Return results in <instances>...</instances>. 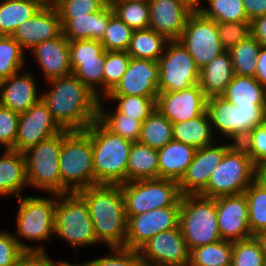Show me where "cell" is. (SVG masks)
I'll return each mask as SVG.
<instances>
[{
  "label": "cell",
  "instance_id": "6da1fadb",
  "mask_svg": "<svg viewBox=\"0 0 266 266\" xmlns=\"http://www.w3.org/2000/svg\"><path fill=\"white\" fill-rule=\"evenodd\" d=\"M48 82L41 99L63 130L83 131L97 119L100 98L73 73Z\"/></svg>",
  "mask_w": 266,
  "mask_h": 266
},
{
  "label": "cell",
  "instance_id": "7a4b0ae2",
  "mask_svg": "<svg viewBox=\"0 0 266 266\" xmlns=\"http://www.w3.org/2000/svg\"><path fill=\"white\" fill-rule=\"evenodd\" d=\"M77 193L88 206L99 244L125 247L127 217L120 185L97 184Z\"/></svg>",
  "mask_w": 266,
  "mask_h": 266
},
{
  "label": "cell",
  "instance_id": "3957f363",
  "mask_svg": "<svg viewBox=\"0 0 266 266\" xmlns=\"http://www.w3.org/2000/svg\"><path fill=\"white\" fill-rule=\"evenodd\" d=\"M91 138L95 185L126 183L131 141L113 134L97 119L84 130Z\"/></svg>",
  "mask_w": 266,
  "mask_h": 266
},
{
  "label": "cell",
  "instance_id": "277c9868",
  "mask_svg": "<svg viewBox=\"0 0 266 266\" xmlns=\"http://www.w3.org/2000/svg\"><path fill=\"white\" fill-rule=\"evenodd\" d=\"M59 165L62 194L78 192L95 185L92 141L84 130L62 131Z\"/></svg>",
  "mask_w": 266,
  "mask_h": 266
},
{
  "label": "cell",
  "instance_id": "5b68a950",
  "mask_svg": "<svg viewBox=\"0 0 266 266\" xmlns=\"http://www.w3.org/2000/svg\"><path fill=\"white\" fill-rule=\"evenodd\" d=\"M179 228L190 251L222 240L217 222L216 198L182 195Z\"/></svg>",
  "mask_w": 266,
  "mask_h": 266
},
{
  "label": "cell",
  "instance_id": "8992f818",
  "mask_svg": "<svg viewBox=\"0 0 266 266\" xmlns=\"http://www.w3.org/2000/svg\"><path fill=\"white\" fill-rule=\"evenodd\" d=\"M206 112L214 128L233 143H240L252 129L266 122V106H235L222 96L207 98Z\"/></svg>",
  "mask_w": 266,
  "mask_h": 266
},
{
  "label": "cell",
  "instance_id": "52a82bcc",
  "mask_svg": "<svg viewBox=\"0 0 266 266\" xmlns=\"http://www.w3.org/2000/svg\"><path fill=\"white\" fill-rule=\"evenodd\" d=\"M255 180V164L245 149L235 143L211 173L207 188L200 194L208 198L243 194Z\"/></svg>",
  "mask_w": 266,
  "mask_h": 266
},
{
  "label": "cell",
  "instance_id": "ba28073f",
  "mask_svg": "<svg viewBox=\"0 0 266 266\" xmlns=\"http://www.w3.org/2000/svg\"><path fill=\"white\" fill-rule=\"evenodd\" d=\"M19 197L20 205L17 212V236L14 235L20 247L25 252H46L41 245L37 247L28 246L21 238L30 241H44L54 234L55 229V207L56 197ZM21 237V238H20Z\"/></svg>",
  "mask_w": 266,
  "mask_h": 266
},
{
  "label": "cell",
  "instance_id": "9c48e42d",
  "mask_svg": "<svg viewBox=\"0 0 266 266\" xmlns=\"http://www.w3.org/2000/svg\"><path fill=\"white\" fill-rule=\"evenodd\" d=\"M54 234L74 249L99 243L88 206L77 192L57 194Z\"/></svg>",
  "mask_w": 266,
  "mask_h": 266
},
{
  "label": "cell",
  "instance_id": "30bf717a",
  "mask_svg": "<svg viewBox=\"0 0 266 266\" xmlns=\"http://www.w3.org/2000/svg\"><path fill=\"white\" fill-rule=\"evenodd\" d=\"M126 216H134L153 209L180 206L181 192L177 181L155 178L126 182L120 185Z\"/></svg>",
  "mask_w": 266,
  "mask_h": 266
},
{
  "label": "cell",
  "instance_id": "8fae6325",
  "mask_svg": "<svg viewBox=\"0 0 266 266\" xmlns=\"http://www.w3.org/2000/svg\"><path fill=\"white\" fill-rule=\"evenodd\" d=\"M61 149L62 132L23 152L29 186L47 190L49 194H62L59 165Z\"/></svg>",
  "mask_w": 266,
  "mask_h": 266
},
{
  "label": "cell",
  "instance_id": "7c38bea8",
  "mask_svg": "<svg viewBox=\"0 0 266 266\" xmlns=\"http://www.w3.org/2000/svg\"><path fill=\"white\" fill-rule=\"evenodd\" d=\"M159 59V92H175L197 85L200 69L178 40H169Z\"/></svg>",
  "mask_w": 266,
  "mask_h": 266
},
{
  "label": "cell",
  "instance_id": "4fadbf2b",
  "mask_svg": "<svg viewBox=\"0 0 266 266\" xmlns=\"http://www.w3.org/2000/svg\"><path fill=\"white\" fill-rule=\"evenodd\" d=\"M178 41L191 54L199 69L225 51L220 42L218 23L200 11L190 14Z\"/></svg>",
  "mask_w": 266,
  "mask_h": 266
},
{
  "label": "cell",
  "instance_id": "5bb4252c",
  "mask_svg": "<svg viewBox=\"0 0 266 266\" xmlns=\"http://www.w3.org/2000/svg\"><path fill=\"white\" fill-rule=\"evenodd\" d=\"M144 266H188L191 251L180 228L163 231L138 249Z\"/></svg>",
  "mask_w": 266,
  "mask_h": 266
},
{
  "label": "cell",
  "instance_id": "9a60e30c",
  "mask_svg": "<svg viewBox=\"0 0 266 266\" xmlns=\"http://www.w3.org/2000/svg\"><path fill=\"white\" fill-rule=\"evenodd\" d=\"M127 217L125 247L138 250L155 235L179 227L180 206L153 209Z\"/></svg>",
  "mask_w": 266,
  "mask_h": 266
},
{
  "label": "cell",
  "instance_id": "2e32d148",
  "mask_svg": "<svg viewBox=\"0 0 266 266\" xmlns=\"http://www.w3.org/2000/svg\"><path fill=\"white\" fill-rule=\"evenodd\" d=\"M63 129L53 119L47 105L41 99L21 113L18 121L15 150L24 152L50 137L61 133Z\"/></svg>",
  "mask_w": 266,
  "mask_h": 266
},
{
  "label": "cell",
  "instance_id": "e0dca14e",
  "mask_svg": "<svg viewBox=\"0 0 266 266\" xmlns=\"http://www.w3.org/2000/svg\"><path fill=\"white\" fill-rule=\"evenodd\" d=\"M234 144L221 146L212 144L197 149L192 162L178 182L181 194L200 195L207 188L211 173Z\"/></svg>",
  "mask_w": 266,
  "mask_h": 266
},
{
  "label": "cell",
  "instance_id": "ac0fdd59",
  "mask_svg": "<svg viewBox=\"0 0 266 266\" xmlns=\"http://www.w3.org/2000/svg\"><path fill=\"white\" fill-rule=\"evenodd\" d=\"M217 222L222 240L240 241L253 235L249 227L245 194L216 197Z\"/></svg>",
  "mask_w": 266,
  "mask_h": 266
},
{
  "label": "cell",
  "instance_id": "d6986e66",
  "mask_svg": "<svg viewBox=\"0 0 266 266\" xmlns=\"http://www.w3.org/2000/svg\"><path fill=\"white\" fill-rule=\"evenodd\" d=\"M207 97L199 85L175 92H159L156 108L172 123L196 118L206 111Z\"/></svg>",
  "mask_w": 266,
  "mask_h": 266
},
{
  "label": "cell",
  "instance_id": "ffe728a7",
  "mask_svg": "<svg viewBox=\"0 0 266 266\" xmlns=\"http://www.w3.org/2000/svg\"><path fill=\"white\" fill-rule=\"evenodd\" d=\"M159 62L131 57L120 82L108 95L158 97Z\"/></svg>",
  "mask_w": 266,
  "mask_h": 266
},
{
  "label": "cell",
  "instance_id": "44dd1931",
  "mask_svg": "<svg viewBox=\"0 0 266 266\" xmlns=\"http://www.w3.org/2000/svg\"><path fill=\"white\" fill-rule=\"evenodd\" d=\"M62 33L59 13L54 5H44L30 20L22 22L12 37L21 48L32 49L35 45L55 38Z\"/></svg>",
  "mask_w": 266,
  "mask_h": 266
},
{
  "label": "cell",
  "instance_id": "7402d4cb",
  "mask_svg": "<svg viewBox=\"0 0 266 266\" xmlns=\"http://www.w3.org/2000/svg\"><path fill=\"white\" fill-rule=\"evenodd\" d=\"M149 28L168 40H178L193 12L179 0H151Z\"/></svg>",
  "mask_w": 266,
  "mask_h": 266
},
{
  "label": "cell",
  "instance_id": "603a6c76",
  "mask_svg": "<svg viewBox=\"0 0 266 266\" xmlns=\"http://www.w3.org/2000/svg\"><path fill=\"white\" fill-rule=\"evenodd\" d=\"M31 51L48 81L72 73L69 40L62 33L35 45Z\"/></svg>",
  "mask_w": 266,
  "mask_h": 266
},
{
  "label": "cell",
  "instance_id": "cb8c5ba5",
  "mask_svg": "<svg viewBox=\"0 0 266 266\" xmlns=\"http://www.w3.org/2000/svg\"><path fill=\"white\" fill-rule=\"evenodd\" d=\"M19 73L0 81V105L21 114L41 100L31 73Z\"/></svg>",
  "mask_w": 266,
  "mask_h": 266
},
{
  "label": "cell",
  "instance_id": "d4e9b609",
  "mask_svg": "<svg viewBox=\"0 0 266 266\" xmlns=\"http://www.w3.org/2000/svg\"><path fill=\"white\" fill-rule=\"evenodd\" d=\"M114 15L108 4L103 10L75 18H60L62 34L69 40H101L105 34L110 18Z\"/></svg>",
  "mask_w": 266,
  "mask_h": 266
},
{
  "label": "cell",
  "instance_id": "484cf974",
  "mask_svg": "<svg viewBox=\"0 0 266 266\" xmlns=\"http://www.w3.org/2000/svg\"><path fill=\"white\" fill-rule=\"evenodd\" d=\"M233 76L231 55L225 50L200 69L198 85L207 98L222 96Z\"/></svg>",
  "mask_w": 266,
  "mask_h": 266
},
{
  "label": "cell",
  "instance_id": "4316f807",
  "mask_svg": "<svg viewBox=\"0 0 266 266\" xmlns=\"http://www.w3.org/2000/svg\"><path fill=\"white\" fill-rule=\"evenodd\" d=\"M196 150L195 147L176 140H171L158 149L159 178L179 182L192 162Z\"/></svg>",
  "mask_w": 266,
  "mask_h": 266
},
{
  "label": "cell",
  "instance_id": "83f0119b",
  "mask_svg": "<svg viewBox=\"0 0 266 266\" xmlns=\"http://www.w3.org/2000/svg\"><path fill=\"white\" fill-rule=\"evenodd\" d=\"M0 157V195L21 197V189L28 185L23 152L5 149Z\"/></svg>",
  "mask_w": 266,
  "mask_h": 266
},
{
  "label": "cell",
  "instance_id": "f1b7e54d",
  "mask_svg": "<svg viewBox=\"0 0 266 266\" xmlns=\"http://www.w3.org/2000/svg\"><path fill=\"white\" fill-rule=\"evenodd\" d=\"M159 178L158 151L139 141L133 142L127 163L126 182Z\"/></svg>",
  "mask_w": 266,
  "mask_h": 266
},
{
  "label": "cell",
  "instance_id": "f546056e",
  "mask_svg": "<svg viewBox=\"0 0 266 266\" xmlns=\"http://www.w3.org/2000/svg\"><path fill=\"white\" fill-rule=\"evenodd\" d=\"M222 97L235 106H266V88L252 76L234 75Z\"/></svg>",
  "mask_w": 266,
  "mask_h": 266
},
{
  "label": "cell",
  "instance_id": "4dcf8cb0",
  "mask_svg": "<svg viewBox=\"0 0 266 266\" xmlns=\"http://www.w3.org/2000/svg\"><path fill=\"white\" fill-rule=\"evenodd\" d=\"M44 5L41 0H1L0 32L12 36L22 22L30 20Z\"/></svg>",
  "mask_w": 266,
  "mask_h": 266
},
{
  "label": "cell",
  "instance_id": "1f68e13d",
  "mask_svg": "<svg viewBox=\"0 0 266 266\" xmlns=\"http://www.w3.org/2000/svg\"><path fill=\"white\" fill-rule=\"evenodd\" d=\"M173 140L195 147L196 149L215 144L213 131L207 112L188 121L172 123Z\"/></svg>",
  "mask_w": 266,
  "mask_h": 266
},
{
  "label": "cell",
  "instance_id": "d6a6232c",
  "mask_svg": "<svg viewBox=\"0 0 266 266\" xmlns=\"http://www.w3.org/2000/svg\"><path fill=\"white\" fill-rule=\"evenodd\" d=\"M168 41L164 35L150 28L134 30L126 52L133 58L158 62Z\"/></svg>",
  "mask_w": 266,
  "mask_h": 266
},
{
  "label": "cell",
  "instance_id": "836d02e7",
  "mask_svg": "<svg viewBox=\"0 0 266 266\" xmlns=\"http://www.w3.org/2000/svg\"><path fill=\"white\" fill-rule=\"evenodd\" d=\"M171 140H173L172 122L156 108L142 123L139 142L158 150Z\"/></svg>",
  "mask_w": 266,
  "mask_h": 266
},
{
  "label": "cell",
  "instance_id": "e575fe53",
  "mask_svg": "<svg viewBox=\"0 0 266 266\" xmlns=\"http://www.w3.org/2000/svg\"><path fill=\"white\" fill-rule=\"evenodd\" d=\"M102 100L101 98L99 101L97 120L113 134L119 135L131 142L139 141L142 122L136 118L120 114L116 109L114 112H107L102 107Z\"/></svg>",
  "mask_w": 266,
  "mask_h": 266
},
{
  "label": "cell",
  "instance_id": "d590c367",
  "mask_svg": "<svg viewBox=\"0 0 266 266\" xmlns=\"http://www.w3.org/2000/svg\"><path fill=\"white\" fill-rule=\"evenodd\" d=\"M233 242L220 240L191 250L188 266H231Z\"/></svg>",
  "mask_w": 266,
  "mask_h": 266
},
{
  "label": "cell",
  "instance_id": "8d00e7d4",
  "mask_svg": "<svg viewBox=\"0 0 266 266\" xmlns=\"http://www.w3.org/2000/svg\"><path fill=\"white\" fill-rule=\"evenodd\" d=\"M260 47L261 44L252 35L229 50L234 75L255 77Z\"/></svg>",
  "mask_w": 266,
  "mask_h": 266
},
{
  "label": "cell",
  "instance_id": "74e56055",
  "mask_svg": "<svg viewBox=\"0 0 266 266\" xmlns=\"http://www.w3.org/2000/svg\"><path fill=\"white\" fill-rule=\"evenodd\" d=\"M244 194L248 201L250 231L255 235L266 230V188L254 180Z\"/></svg>",
  "mask_w": 266,
  "mask_h": 266
},
{
  "label": "cell",
  "instance_id": "f35d334b",
  "mask_svg": "<svg viewBox=\"0 0 266 266\" xmlns=\"http://www.w3.org/2000/svg\"><path fill=\"white\" fill-rule=\"evenodd\" d=\"M114 14L125 22L133 31L149 28L150 8L149 3L109 1Z\"/></svg>",
  "mask_w": 266,
  "mask_h": 266
},
{
  "label": "cell",
  "instance_id": "ab89813d",
  "mask_svg": "<svg viewBox=\"0 0 266 266\" xmlns=\"http://www.w3.org/2000/svg\"><path fill=\"white\" fill-rule=\"evenodd\" d=\"M200 12L217 23L249 21L242 0H206Z\"/></svg>",
  "mask_w": 266,
  "mask_h": 266
},
{
  "label": "cell",
  "instance_id": "60d3db41",
  "mask_svg": "<svg viewBox=\"0 0 266 266\" xmlns=\"http://www.w3.org/2000/svg\"><path fill=\"white\" fill-rule=\"evenodd\" d=\"M106 98L118 102L116 110L130 118H136L142 123L156 109L157 97H143L135 95H107Z\"/></svg>",
  "mask_w": 266,
  "mask_h": 266
},
{
  "label": "cell",
  "instance_id": "b9f144b4",
  "mask_svg": "<svg viewBox=\"0 0 266 266\" xmlns=\"http://www.w3.org/2000/svg\"><path fill=\"white\" fill-rule=\"evenodd\" d=\"M24 50L12 36H4L0 41V81L17 72L25 65Z\"/></svg>",
  "mask_w": 266,
  "mask_h": 266
},
{
  "label": "cell",
  "instance_id": "7bdbcfd3",
  "mask_svg": "<svg viewBox=\"0 0 266 266\" xmlns=\"http://www.w3.org/2000/svg\"><path fill=\"white\" fill-rule=\"evenodd\" d=\"M131 56L126 51H105L104 97L120 82L127 70Z\"/></svg>",
  "mask_w": 266,
  "mask_h": 266
},
{
  "label": "cell",
  "instance_id": "ee69618b",
  "mask_svg": "<svg viewBox=\"0 0 266 266\" xmlns=\"http://www.w3.org/2000/svg\"><path fill=\"white\" fill-rule=\"evenodd\" d=\"M133 30L115 14L110 18L105 34L100 40L105 51H126Z\"/></svg>",
  "mask_w": 266,
  "mask_h": 266
},
{
  "label": "cell",
  "instance_id": "f6af8a7d",
  "mask_svg": "<svg viewBox=\"0 0 266 266\" xmlns=\"http://www.w3.org/2000/svg\"><path fill=\"white\" fill-rule=\"evenodd\" d=\"M265 258L254 236L233 242L231 266H263Z\"/></svg>",
  "mask_w": 266,
  "mask_h": 266
},
{
  "label": "cell",
  "instance_id": "bcb514c9",
  "mask_svg": "<svg viewBox=\"0 0 266 266\" xmlns=\"http://www.w3.org/2000/svg\"><path fill=\"white\" fill-rule=\"evenodd\" d=\"M104 62L105 51L100 55V61L81 62V65L72 72L100 99L102 98L100 94L102 91L104 95Z\"/></svg>",
  "mask_w": 266,
  "mask_h": 266
},
{
  "label": "cell",
  "instance_id": "7dc6e473",
  "mask_svg": "<svg viewBox=\"0 0 266 266\" xmlns=\"http://www.w3.org/2000/svg\"><path fill=\"white\" fill-rule=\"evenodd\" d=\"M104 51L100 40L82 39L69 41L72 72L81 65V62L100 61V55Z\"/></svg>",
  "mask_w": 266,
  "mask_h": 266
},
{
  "label": "cell",
  "instance_id": "c3c4849f",
  "mask_svg": "<svg viewBox=\"0 0 266 266\" xmlns=\"http://www.w3.org/2000/svg\"><path fill=\"white\" fill-rule=\"evenodd\" d=\"M109 0H58L56 7L60 18H75L103 10Z\"/></svg>",
  "mask_w": 266,
  "mask_h": 266
},
{
  "label": "cell",
  "instance_id": "681fc988",
  "mask_svg": "<svg viewBox=\"0 0 266 266\" xmlns=\"http://www.w3.org/2000/svg\"><path fill=\"white\" fill-rule=\"evenodd\" d=\"M218 34L223 48L229 51L252 36L251 21L218 23Z\"/></svg>",
  "mask_w": 266,
  "mask_h": 266
},
{
  "label": "cell",
  "instance_id": "f907efd6",
  "mask_svg": "<svg viewBox=\"0 0 266 266\" xmlns=\"http://www.w3.org/2000/svg\"><path fill=\"white\" fill-rule=\"evenodd\" d=\"M113 253L107 257L94 259L89 262V266H144L138 250L126 247L110 248Z\"/></svg>",
  "mask_w": 266,
  "mask_h": 266
},
{
  "label": "cell",
  "instance_id": "816d5d0a",
  "mask_svg": "<svg viewBox=\"0 0 266 266\" xmlns=\"http://www.w3.org/2000/svg\"><path fill=\"white\" fill-rule=\"evenodd\" d=\"M239 144L255 165L266 160V122L252 129Z\"/></svg>",
  "mask_w": 266,
  "mask_h": 266
},
{
  "label": "cell",
  "instance_id": "f5cc1de1",
  "mask_svg": "<svg viewBox=\"0 0 266 266\" xmlns=\"http://www.w3.org/2000/svg\"><path fill=\"white\" fill-rule=\"evenodd\" d=\"M20 114L0 105V144L5 149L15 150Z\"/></svg>",
  "mask_w": 266,
  "mask_h": 266
},
{
  "label": "cell",
  "instance_id": "db71d44e",
  "mask_svg": "<svg viewBox=\"0 0 266 266\" xmlns=\"http://www.w3.org/2000/svg\"><path fill=\"white\" fill-rule=\"evenodd\" d=\"M25 253L14 235L0 231V266H16Z\"/></svg>",
  "mask_w": 266,
  "mask_h": 266
},
{
  "label": "cell",
  "instance_id": "11a10c76",
  "mask_svg": "<svg viewBox=\"0 0 266 266\" xmlns=\"http://www.w3.org/2000/svg\"><path fill=\"white\" fill-rule=\"evenodd\" d=\"M46 252H26L16 266H56Z\"/></svg>",
  "mask_w": 266,
  "mask_h": 266
},
{
  "label": "cell",
  "instance_id": "9f6ffc18",
  "mask_svg": "<svg viewBox=\"0 0 266 266\" xmlns=\"http://www.w3.org/2000/svg\"><path fill=\"white\" fill-rule=\"evenodd\" d=\"M248 20L266 15V0H242Z\"/></svg>",
  "mask_w": 266,
  "mask_h": 266
},
{
  "label": "cell",
  "instance_id": "6f0895ef",
  "mask_svg": "<svg viewBox=\"0 0 266 266\" xmlns=\"http://www.w3.org/2000/svg\"><path fill=\"white\" fill-rule=\"evenodd\" d=\"M251 23L252 35L261 46H266V15L255 18Z\"/></svg>",
  "mask_w": 266,
  "mask_h": 266
},
{
  "label": "cell",
  "instance_id": "680465c9",
  "mask_svg": "<svg viewBox=\"0 0 266 266\" xmlns=\"http://www.w3.org/2000/svg\"><path fill=\"white\" fill-rule=\"evenodd\" d=\"M255 78L266 88V46L260 47Z\"/></svg>",
  "mask_w": 266,
  "mask_h": 266
},
{
  "label": "cell",
  "instance_id": "91938a15",
  "mask_svg": "<svg viewBox=\"0 0 266 266\" xmlns=\"http://www.w3.org/2000/svg\"><path fill=\"white\" fill-rule=\"evenodd\" d=\"M255 181L266 188V160L255 165Z\"/></svg>",
  "mask_w": 266,
  "mask_h": 266
},
{
  "label": "cell",
  "instance_id": "94428289",
  "mask_svg": "<svg viewBox=\"0 0 266 266\" xmlns=\"http://www.w3.org/2000/svg\"><path fill=\"white\" fill-rule=\"evenodd\" d=\"M183 4H185L190 10L193 12L200 11L203 6H201V0H179Z\"/></svg>",
  "mask_w": 266,
  "mask_h": 266
},
{
  "label": "cell",
  "instance_id": "6125c7cd",
  "mask_svg": "<svg viewBox=\"0 0 266 266\" xmlns=\"http://www.w3.org/2000/svg\"><path fill=\"white\" fill-rule=\"evenodd\" d=\"M255 239L258 241L263 253L266 257V230L259 231L255 235H253Z\"/></svg>",
  "mask_w": 266,
  "mask_h": 266
},
{
  "label": "cell",
  "instance_id": "be15d7a7",
  "mask_svg": "<svg viewBox=\"0 0 266 266\" xmlns=\"http://www.w3.org/2000/svg\"><path fill=\"white\" fill-rule=\"evenodd\" d=\"M56 266H89V264L87 262H85L82 265H80L79 263H78V265L77 264L74 265V264H71V263L66 262V261L65 262L64 261H57Z\"/></svg>",
  "mask_w": 266,
  "mask_h": 266
},
{
  "label": "cell",
  "instance_id": "e7e4bbea",
  "mask_svg": "<svg viewBox=\"0 0 266 266\" xmlns=\"http://www.w3.org/2000/svg\"><path fill=\"white\" fill-rule=\"evenodd\" d=\"M110 1H127V2H143V3H149L151 0H110Z\"/></svg>",
  "mask_w": 266,
  "mask_h": 266
},
{
  "label": "cell",
  "instance_id": "03108f58",
  "mask_svg": "<svg viewBox=\"0 0 266 266\" xmlns=\"http://www.w3.org/2000/svg\"><path fill=\"white\" fill-rule=\"evenodd\" d=\"M45 5H54L58 0H41Z\"/></svg>",
  "mask_w": 266,
  "mask_h": 266
},
{
  "label": "cell",
  "instance_id": "003e7915",
  "mask_svg": "<svg viewBox=\"0 0 266 266\" xmlns=\"http://www.w3.org/2000/svg\"><path fill=\"white\" fill-rule=\"evenodd\" d=\"M4 36H5V35L2 34V33L0 32V41L2 40V38H3Z\"/></svg>",
  "mask_w": 266,
  "mask_h": 266
},
{
  "label": "cell",
  "instance_id": "a7ac6f4b",
  "mask_svg": "<svg viewBox=\"0 0 266 266\" xmlns=\"http://www.w3.org/2000/svg\"><path fill=\"white\" fill-rule=\"evenodd\" d=\"M263 266H266V258H265V260H264V264H263Z\"/></svg>",
  "mask_w": 266,
  "mask_h": 266
}]
</instances>
